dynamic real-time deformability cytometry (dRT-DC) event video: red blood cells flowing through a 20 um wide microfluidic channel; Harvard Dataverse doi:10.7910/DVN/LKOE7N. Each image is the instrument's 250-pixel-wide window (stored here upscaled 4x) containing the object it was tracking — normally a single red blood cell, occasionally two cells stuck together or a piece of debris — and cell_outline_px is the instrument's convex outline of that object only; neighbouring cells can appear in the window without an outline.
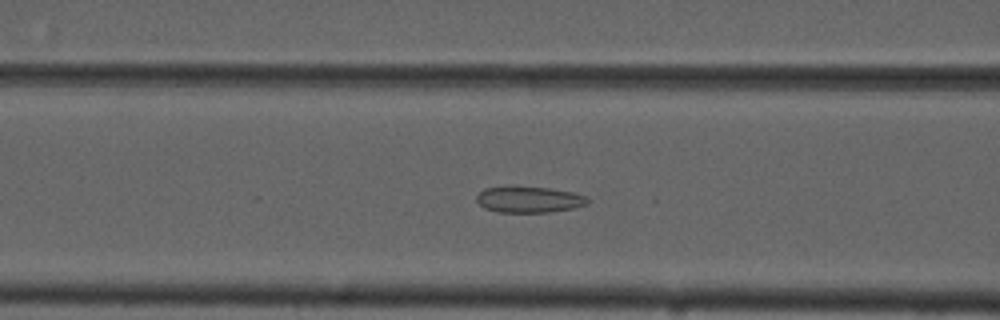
{"species": "common noctule bat (a hibernating species)", "species_latin": "Nyctalus noctula", "temperature_condition": "cold", "stored_images_in_passage": 56, "camera_frame_rate_fps": 3000, "um_per_image_px": 0.085, "animal": {"sex": "male", "forearm_length_mm": 52.5}, "frame": {"image": 1, "passage_image": 23, "time_ms": 7.333, "image_size_px": [1000, 320], "cell_outline_px": [[588, 200], [584, 204], [576, 208], [548, 212], [496, 212], [484, 208], [476, 200], [476, 196], [484, 188], [548, 188], [572, 192], [584, 196]], "centroid_in_image_um": [44.94, 16.99], "position_along_channel_um": 121.7, "area_um2": 16.36}}
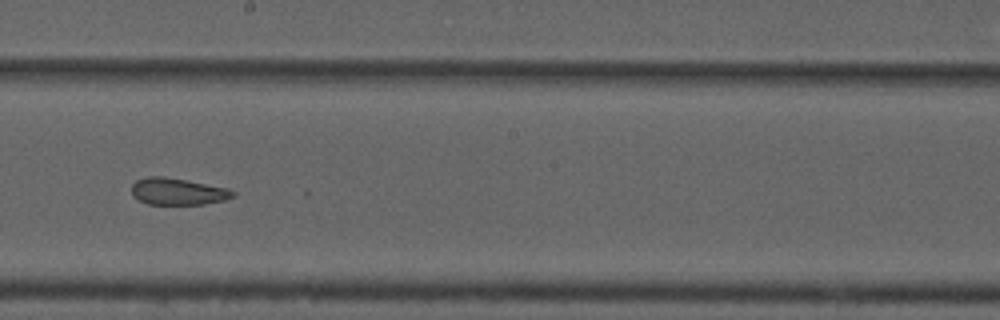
{"frame": {"image": 2, "passage_image": 32, "time_ms": 10.333, "image_size_px": [1000, 320], "cell_outline_px": [[236, 196], [224, 200], [204, 204], [148, 204], [132, 196], [132, 184], [136, 180], [148, 176], [164, 176], [228, 188], [236, 192]], "centroid_in_image_um": [15.11, 16.27], "position_along_channel_um": 233.1, "area_um2": 15.84}}
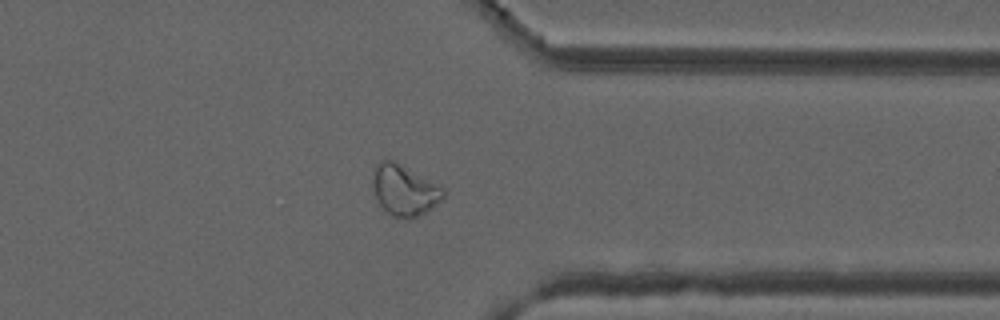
{"frame": {"image": 3, "passage_image": 44, "time_ms": 14.333, "image_size_px": [1000, 320], "cell_outline_px": [[444, 196], [436, 204], [424, 212], [408, 220], [404, 220], [392, 216], [380, 204], [372, 188], [372, 172], [376, 164], [380, 160], [392, 160], [444, 188]], "centroid_in_image_um": [34.32, 16.17], "position_along_channel_um": 377.1, "area_um2": 20.58}}